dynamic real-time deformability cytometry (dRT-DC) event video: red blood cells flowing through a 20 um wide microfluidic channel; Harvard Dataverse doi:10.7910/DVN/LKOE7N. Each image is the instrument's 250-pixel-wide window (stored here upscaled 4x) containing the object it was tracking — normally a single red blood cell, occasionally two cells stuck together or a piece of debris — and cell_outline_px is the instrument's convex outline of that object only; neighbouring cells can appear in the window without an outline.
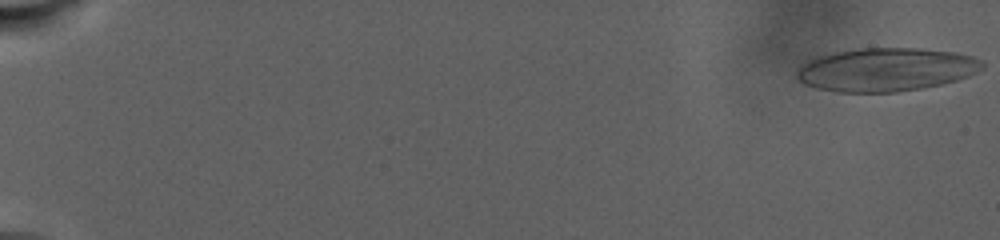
{"species": "human", "species_latin": "Homo sapiens", "temperature_condition": "warm", "stored_images_in_passage": 27, "camera_frame_rate_fps": 3000, "um_per_image_px": 0.085, "donor": {"sex": "male"}, "frame": {"image": 1, "passage_image": 1, "time_ms": 0.0, "image_size_px": [1000, 240], "cell_outline_px": [[984, 68], [968, 76], [956, 80], [940, 84], [920, 88], [896, 92], [836, 92], [816, 88], [804, 84], [796, 76], [796, 72], [808, 60], [816, 56], [836, 52], [860, 48], [920, 48], [956, 52], [972, 56], [980, 60], [984, 64]], "centroid_in_image_um": [75.31, 5.91], "position_along_channel_um": 9.7, "area_um2": 46.82}}
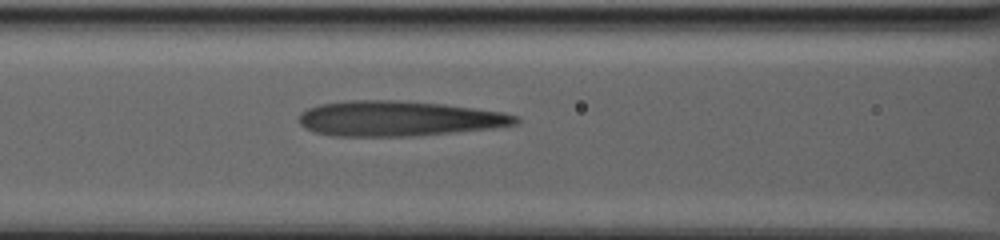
{"frame": {"image": 2, "passage_image": 22, "time_ms": 14.0, "image_size_px": [1000, 240], "cell_outline_px": [[520, 120], [516, 124], [492, 128], [420, 136], [332, 136], [316, 132], [304, 128], [300, 124], [300, 112], [308, 108], [320, 104], [348, 100], [400, 100], [444, 104], [504, 112], [520, 116]], "centroid_in_image_um": [33.9, 10.07], "position_along_channel_um": 132.7, "area_um2": 44.74}}
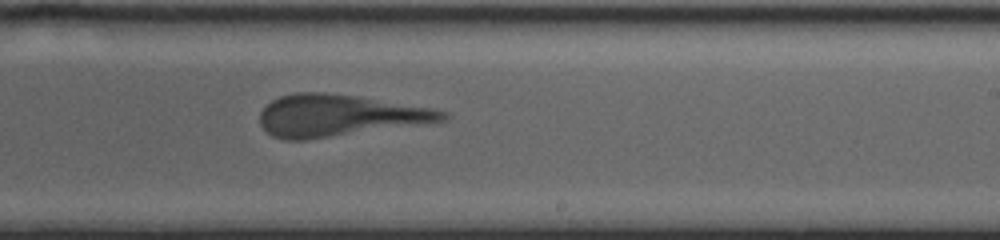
{"frame": {"image": 3, "passage_image": 27, "time_ms": 19.333, "image_size_px": [1000, 240], "cell_outline_px": [[448, 120], [304, 140], [284, 140], [272, 136], [260, 124], [260, 112], [272, 100], [280, 96], [296, 92], [320, 92], [356, 96], [432, 108], [448, 112]], "centroid_in_image_um": [28.79, 9.81], "position_along_channel_um": 260.2, "area_um2": 43.87}}